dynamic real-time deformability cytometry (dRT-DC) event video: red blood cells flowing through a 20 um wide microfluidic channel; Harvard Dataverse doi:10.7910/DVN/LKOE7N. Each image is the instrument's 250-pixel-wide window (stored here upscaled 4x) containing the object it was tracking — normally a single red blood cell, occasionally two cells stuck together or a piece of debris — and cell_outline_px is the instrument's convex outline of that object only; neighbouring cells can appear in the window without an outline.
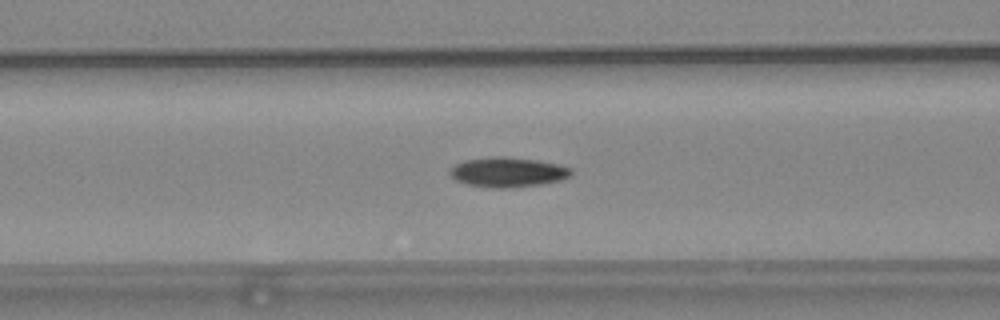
{"species": "common noctule bat (a hibernating species)", "species_latin": "Nyctalus noctula", "temperature_condition": "warm", "stored_images_in_passage": 44, "camera_frame_rate_fps": 3000, "um_per_image_px": 0.085, "animal": {"sex": "female", "body_mass_g": 24.6, "forearm_length_mm": 56.2}, "frame": {"image": 1, "passage_image": 11, "time_ms": 3.333, "image_size_px": [1000, 320], "cell_outline_px": [[572, 176], [560, 180], [540, 184], [512, 188], [496, 188], [468, 184], [456, 180], [448, 172], [456, 164], [464, 160], [492, 156], [508, 156], [536, 160], [556, 164], [572, 168]], "centroid_in_image_um": [43.18, 14.62], "position_along_channel_um": 123.4, "area_um2": 21.04}}
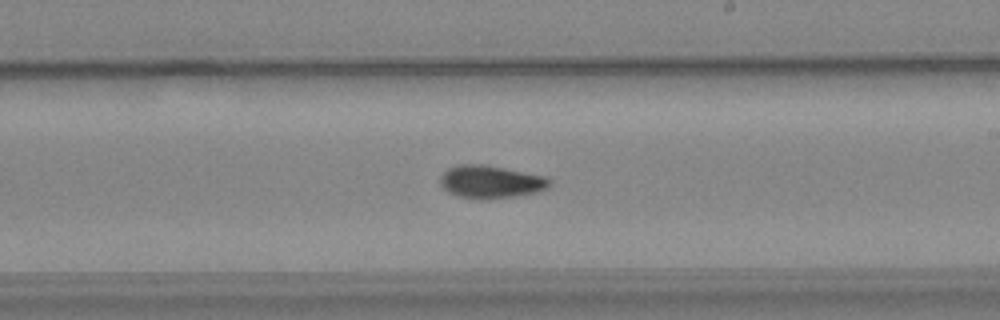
{"frame": {"image": 2, "passage_image": 21, "time_ms": 6.667, "image_size_px": [1000, 320], "cell_outline_px": [[552, 184], [536, 192], [516, 196], [488, 200], [480, 200], [456, 196], [448, 192], [440, 184], [440, 176], [448, 168], [456, 164], [484, 164], [548, 176], [552, 180]], "centroid_in_image_um": [41.71, 15.46], "position_along_channel_um": 247.3, "area_um2": 21.33}}
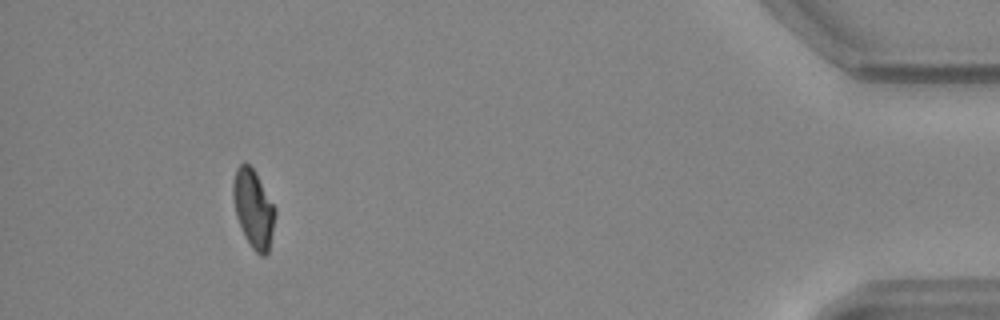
{"frame": {"image": 3, "passage_image": 40, "time_ms": 13.0, "image_size_px": [1000, 320], "cell_outline_px": [[276, 212], [268, 252], [264, 256], [260, 256], [252, 248], [244, 236], [236, 216], [232, 196], [232, 184], [236, 168], [244, 160], [256, 172], [276, 208]], "centroid_in_image_um": [21.53, 17.71], "position_along_channel_um": 413.7, "area_um2": 19.31}, "authors_computed_cell_mechanics": {"area_um2": 20.0855, "velocity_mm_per_s": 3.723, "shape_relaxation_time_tau1_ms": 8.5285, "shape_relaxation_time_tau2_ms": null, "deformation_change_tau1": 0.1998, "deformation_change_tau2": null}}